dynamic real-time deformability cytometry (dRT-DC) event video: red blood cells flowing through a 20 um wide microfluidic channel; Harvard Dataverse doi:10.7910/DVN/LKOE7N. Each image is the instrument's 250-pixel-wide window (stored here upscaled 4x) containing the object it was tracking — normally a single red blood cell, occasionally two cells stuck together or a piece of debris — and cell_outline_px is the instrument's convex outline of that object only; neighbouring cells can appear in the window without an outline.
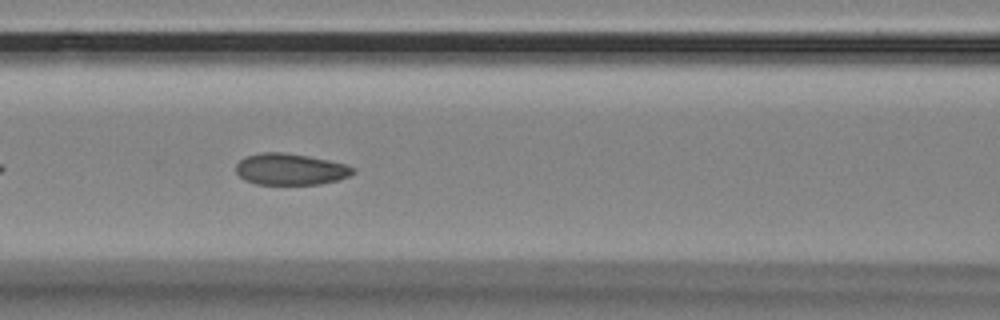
{"species": "Egyptian fruit bat (a non-hibernating species)", "species_latin": "Rousettus aegyptiacus", "temperature_condition": "room temperature", "stored_images_in_passage": 42, "camera_frame_rate_fps": 3000, "um_per_image_px": 0.085, "animal": {"sex": "female"}, "frame": {"image": 1, "passage_image": 10, "time_ms": 3.0, "image_size_px": [1000, 320], "cell_outline_px": [[356, 172], [340, 180], [320, 184], [256, 184], [244, 180], [236, 172], [236, 164], [244, 156], [264, 152], [284, 152], [308, 156], [328, 160], [344, 164], [356, 168]], "centroid_in_image_um": [24.69, 14.38], "position_along_channel_um": 141.9, "area_um2": 21.56}}
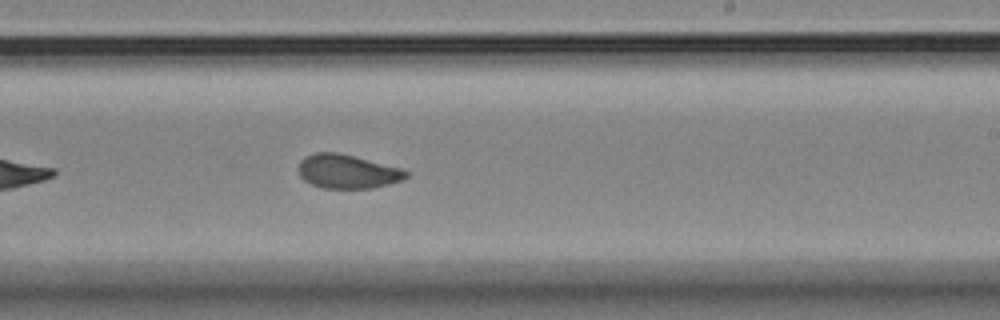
{"frame": {"image": 2, "passage_image": 20, "time_ms": 6.333, "image_size_px": [1000, 320], "cell_outline_px": [[408, 176], [404, 180], [372, 188], [320, 188], [304, 180], [300, 176], [300, 160], [304, 156], [316, 152], [336, 152], [400, 168], [408, 172]], "centroid_in_image_um": [29.52, 14.58], "position_along_channel_um": 259.5, "area_um2": 21.04}}
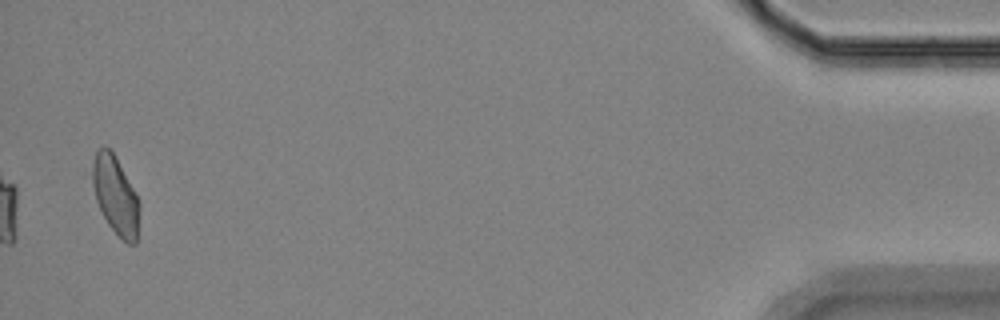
{"frame": {"image": 3, "passage_image": 41, "time_ms": 13.333, "image_size_px": [1000, 320], "cell_outline_px": [[140, 208], [136, 244], [128, 244], [120, 240], [108, 224], [84, 176], [84, 172], [96, 148], [104, 144], [112, 152], [132, 188], [140, 204]], "centroid_in_image_um": [9.67, 16.52], "position_along_channel_um": 425.5, "area_um2": 22.66}, "authors_computed_cell_mechanics": {"area_um2": 21.9351, "velocity_mm_per_s": 3.5373, "shape_relaxation_time_tau1_ms": null, "shape_relaxation_time_tau2_ms": 1.591, "deformation_change_tau1": null, "deformation_change_tau2": 0.0615}}